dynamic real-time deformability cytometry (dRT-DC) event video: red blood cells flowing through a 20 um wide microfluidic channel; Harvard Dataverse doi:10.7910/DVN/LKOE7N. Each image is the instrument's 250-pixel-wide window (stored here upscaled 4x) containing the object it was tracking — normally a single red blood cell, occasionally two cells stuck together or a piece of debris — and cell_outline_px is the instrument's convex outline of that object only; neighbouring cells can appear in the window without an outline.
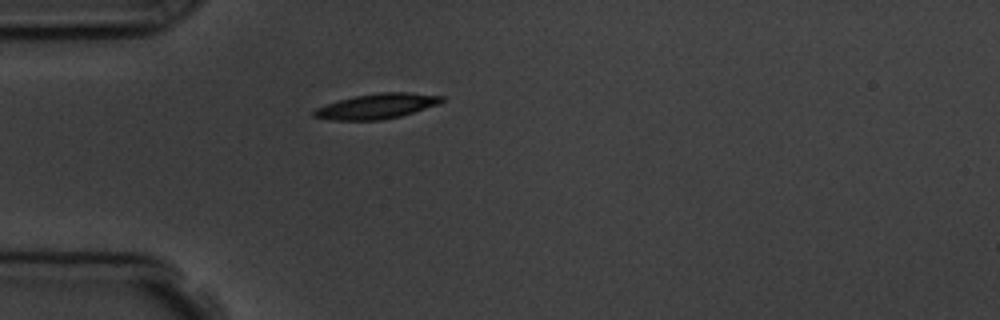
{"species": "common noctule bat (a hibernating species)", "species_latin": "Nyctalus noctula", "temperature_condition": "room temperature", "stored_images_in_passage": 1, "camera_frame_rate_fps": 3000, "um_per_image_px": 0.085, "animal": {"sex": "male", "body_mass_g": 19.5, "forearm_length_mm": 54.6}, "frame": {"image": 1, "passage_image": 1, "time_ms": 0.0, "image_size_px": [1000, 320], "cell_outline_px": [[444, 100], [440, 104], [400, 116], [380, 120], [332, 120], [312, 116], [312, 112], [316, 108], [352, 96], [380, 92], [408, 92], [444, 96]], "centroid_in_image_um": [32.05, 9.02], "position_along_channel_um": 53.0, "area_um2": 18.67}}